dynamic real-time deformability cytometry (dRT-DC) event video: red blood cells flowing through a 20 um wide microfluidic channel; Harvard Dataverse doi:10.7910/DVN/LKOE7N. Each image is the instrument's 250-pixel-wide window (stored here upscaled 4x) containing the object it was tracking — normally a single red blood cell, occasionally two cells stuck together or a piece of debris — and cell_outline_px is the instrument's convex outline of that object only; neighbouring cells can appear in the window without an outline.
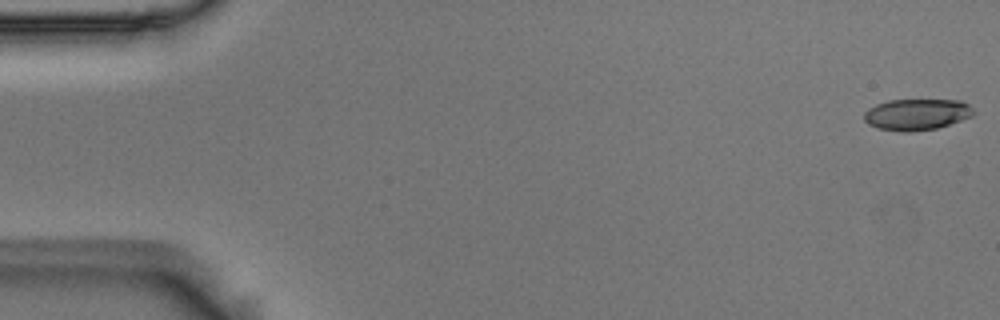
{"species": "Egyptian fruit bat (a non-hibernating species)", "species_latin": "Rousettus aegyptiacus", "temperature_condition": "room temperature", "stored_images_in_passage": 5, "camera_frame_rate_fps": 3000, "um_per_image_px": 0.085, "animal": {"sex": "male"}, "frame": {"image": 1, "passage_image": 1, "time_ms": 0.0, "image_size_px": [1000, 320], "cell_outline_px": [[972, 116], [936, 128], [912, 132], [900, 132], [876, 128], [868, 124], [864, 120], [864, 112], [868, 108], [876, 104], [888, 100], [960, 100], [968, 104], [972, 108]], "centroid_in_image_um": [77.86, 9.73], "position_along_channel_um": 7.1, "area_um2": 19.94}}
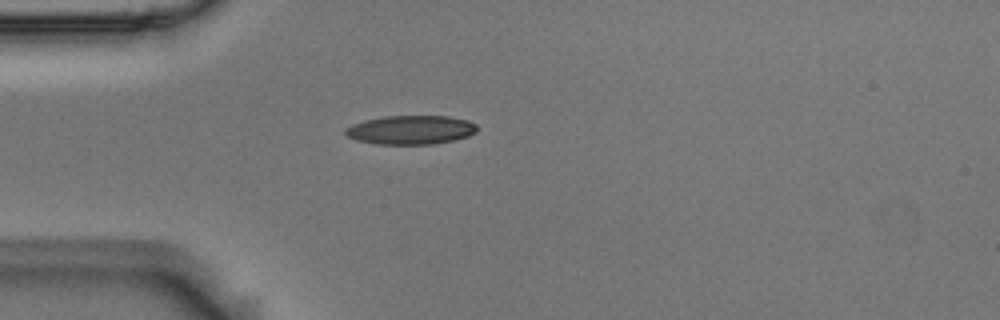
{"frame": {"image": 2, "passage_image": 5, "time_ms": 1.333, "image_size_px": [1000, 320], "cell_outline_px": [[476, 132], [468, 136], [452, 140], [432, 144], [376, 144], [356, 140], [348, 136], [344, 132], [344, 128], [352, 124], [364, 120], [384, 116], [448, 116], [468, 120], [476, 124]], "centroid_in_image_um": [34.89, 11.03], "position_along_channel_um": 50.1, "area_um2": 22.2}}